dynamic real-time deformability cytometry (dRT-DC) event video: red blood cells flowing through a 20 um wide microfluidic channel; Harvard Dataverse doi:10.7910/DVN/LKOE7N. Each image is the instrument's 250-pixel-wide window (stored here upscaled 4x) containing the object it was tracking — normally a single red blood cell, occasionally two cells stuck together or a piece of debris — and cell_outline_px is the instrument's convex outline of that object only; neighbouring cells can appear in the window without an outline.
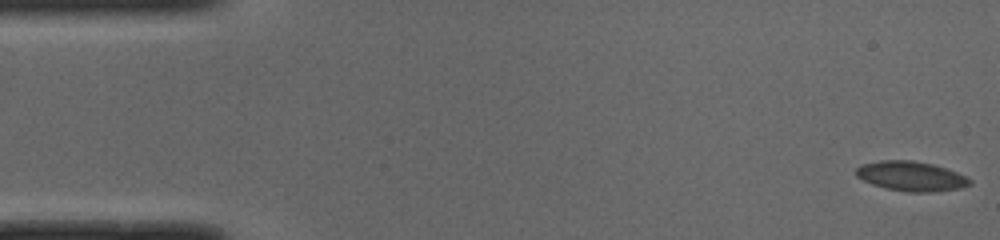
{"species": "common noctule bat (a hibernating species)", "species_latin": "Nyctalus noctula", "temperature_condition": "cold", "stored_images_in_passage": 52, "camera_frame_rate_fps": 3000, "um_per_image_px": 0.085, "animal": {"sex": "male", "body_mass_g": 19.0, "forearm_length_mm": 50.8}, "frame": {"image": 1, "passage_image": 1, "time_ms": 0.0, "image_size_px": [1000, 240], "cell_outline_px": [[972, 184], [960, 188], [928, 192], [908, 192], [888, 188], [872, 184], [856, 176], [856, 168], [864, 164], [880, 160], [912, 160], [932, 164], [956, 172], [972, 180]], "centroid_in_image_um": [77.45, 14.97], "position_along_channel_um": 7.6, "area_um2": 19.36}}
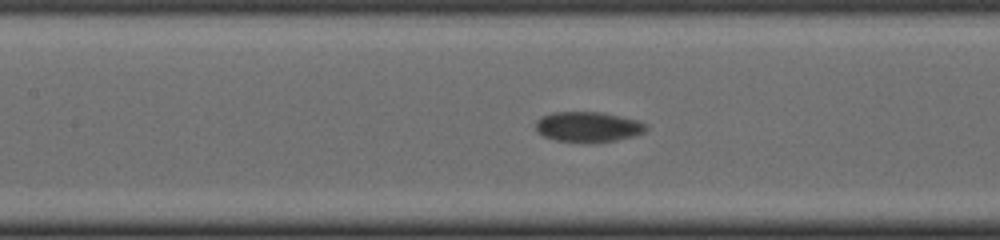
{"frame": {"image": 2, "passage_image": 23, "time_ms": 7.333, "image_size_px": [1000, 240], "cell_outline_px": [[648, 128], [644, 132], [632, 136], [616, 140], [592, 144], [584, 144], [556, 140], [544, 136], [536, 128], [536, 120], [552, 112], [600, 112], [620, 116], [636, 120], [648, 124]], "centroid_in_image_um": [50.0, 10.8], "position_along_channel_um": 157.4, "area_um2": 19.65}}
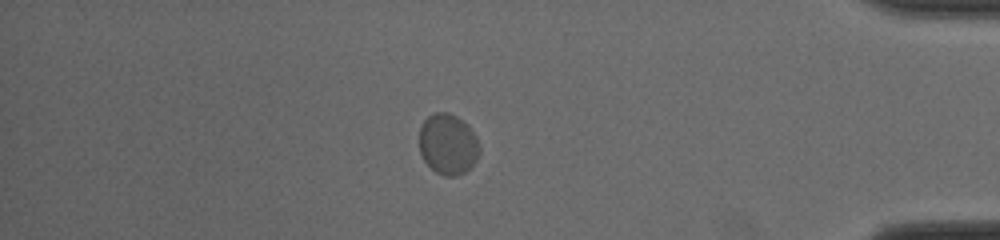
{"frame": {"image": 3, "passage_image": 45, "time_ms": 14.667, "image_size_px": [1000, 240], "cell_outline_px": [[480, 152], [476, 160], [464, 172], [456, 176], [444, 176], [436, 172], [424, 160], [420, 152], [420, 128], [424, 120], [428, 116], [436, 112], [448, 112], [456, 116], [468, 124], [476, 136], [480, 148]], "centroid_in_image_um": [38.09, 12.24], "position_along_channel_um": 397.1, "area_um2": 21.27}, "authors_computed_cell_mechanics": {"area_um2": 19.7098, "velocity_mm_per_s": 3.7938, "shape_relaxation_time_tau1_ms": 3.2915, "shape_relaxation_time_tau2_ms": null, "deformation_change_tau1": 0.0855, "deformation_change_tau2": null}}